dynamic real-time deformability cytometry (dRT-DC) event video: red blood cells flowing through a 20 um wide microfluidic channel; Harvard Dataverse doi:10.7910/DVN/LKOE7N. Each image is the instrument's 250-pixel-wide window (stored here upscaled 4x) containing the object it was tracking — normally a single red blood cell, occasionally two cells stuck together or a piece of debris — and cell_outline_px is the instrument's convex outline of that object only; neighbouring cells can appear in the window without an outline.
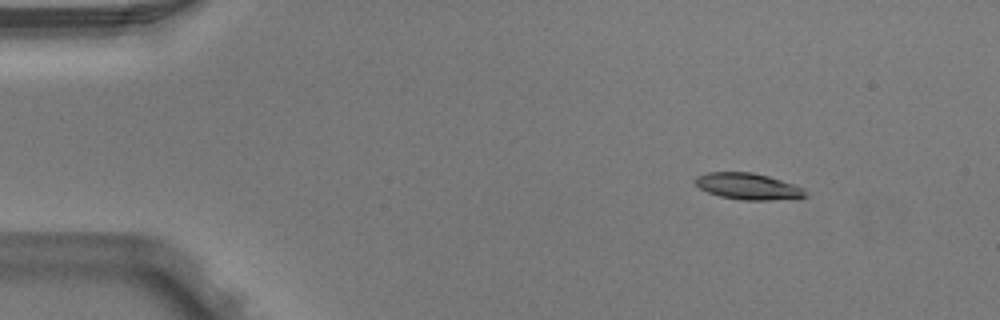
{"species": "Egyptian fruit bat (a non-hibernating species)", "species_latin": "Rousettus aegyptiacus", "temperature_condition": "warm", "stored_images_in_passage": 4, "camera_frame_rate_fps": 3000, "um_per_image_px": 0.085, "animal": {"sex": "male"}, "frame": {"image": 1, "passage_image": 2, "time_ms": 0.333, "image_size_px": [1000, 320], "cell_outline_px": [[808, 196], [800, 200], [744, 200], [720, 196], [708, 192], [700, 188], [696, 184], [696, 176], [708, 172], [752, 172], [768, 176], [804, 188]], "centroid_in_image_um": [63.67, 15.86], "position_along_channel_um": 21.3, "area_um2": 17.11}}